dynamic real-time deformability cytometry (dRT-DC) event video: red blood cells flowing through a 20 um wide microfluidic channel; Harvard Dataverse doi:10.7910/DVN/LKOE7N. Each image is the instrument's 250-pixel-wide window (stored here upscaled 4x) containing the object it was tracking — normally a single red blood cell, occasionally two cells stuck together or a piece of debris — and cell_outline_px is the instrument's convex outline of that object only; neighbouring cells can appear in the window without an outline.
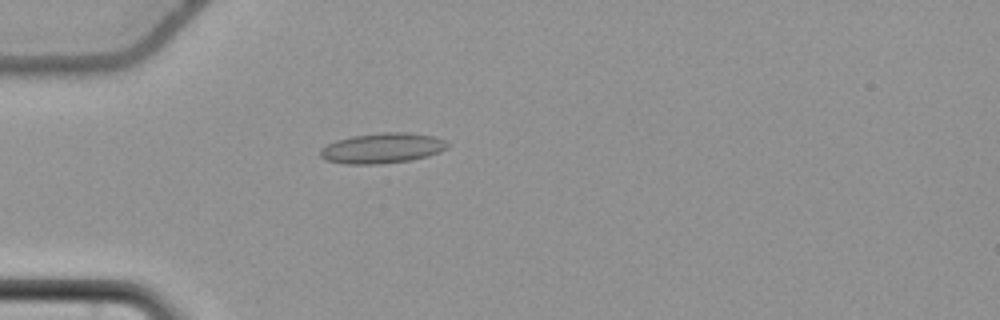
{"species": "common noctule bat (a hibernating species)", "species_latin": "Nyctalus noctula", "temperature_condition": "cold", "stored_images_in_passage": 56, "camera_frame_rate_fps": 3000, "um_per_image_px": 0.085, "animal": {"sex": "female", "body_mass_g": 22.7, "forearm_length_mm": 54.2}, "frame": {"image": 1, "passage_image": 17, "time_ms": 5.333, "image_size_px": [1000, 320], "cell_outline_px": [[448, 148], [440, 152], [428, 156], [412, 160], [376, 164], [344, 164], [324, 160], [320, 156], [320, 148], [336, 140], [352, 136], [380, 132], [408, 132], [432, 136], [444, 140], [448, 144]], "centroid_in_image_um": [32.47, 12.59], "position_along_channel_um": 52.5, "area_um2": 22.6}}
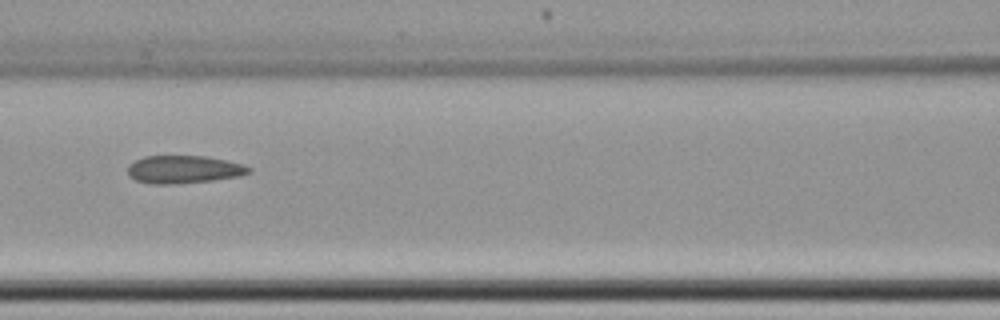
{"frame": {"image": 2, "passage_image": 26, "time_ms": 8.333, "image_size_px": [1000, 320], "cell_outline_px": [[252, 172], [240, 176], [212, 180], [176, 184], [152, 184], [136, 180], [128, 176], [128, 164], [144, 156], [208, 156], [244, 164], [252, 168]], "centroid_in_image_um": [15.64, 14.4], "position_along_channel_um": 151.0, "area_um2": 19.83}}
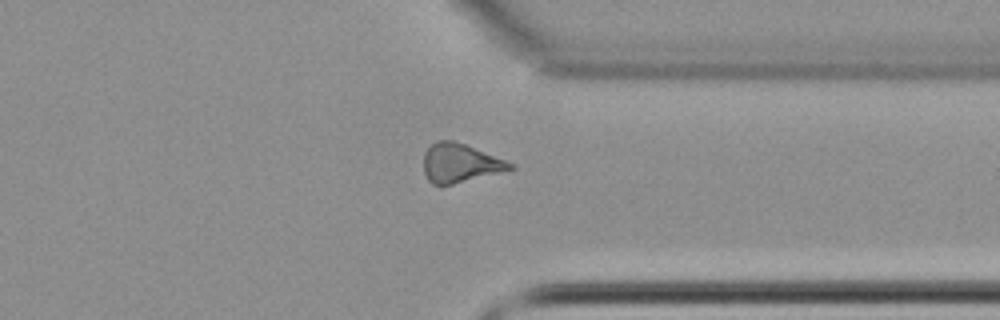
{"frame": {"image": 3, "passage_image": 44, "time_ms": 14.333, "image_size_px": [1000, 320], "cell_outline_px": [[516, 168], [440, 188], [432, 184], [428, 180], [424, 172], [424, 152], [436, 140], [452, 140], [464, 144], [516, 164]], "centroid_in_image_um": [39.09, 13.9], "position_along_channel_um": 372.3, "area_um2": 19.83}, "authors_computed_cell_mechanics": {"area_um2": 19.8254, "velocity_mm_per_s": 3.7072, "shape_relaxation_time_tau1_ms": null, "shape_relaxation_time_tau2_ms": 5.168, "deformation_change_tau1": null, "deformation_change_tau2": 0.1562}}